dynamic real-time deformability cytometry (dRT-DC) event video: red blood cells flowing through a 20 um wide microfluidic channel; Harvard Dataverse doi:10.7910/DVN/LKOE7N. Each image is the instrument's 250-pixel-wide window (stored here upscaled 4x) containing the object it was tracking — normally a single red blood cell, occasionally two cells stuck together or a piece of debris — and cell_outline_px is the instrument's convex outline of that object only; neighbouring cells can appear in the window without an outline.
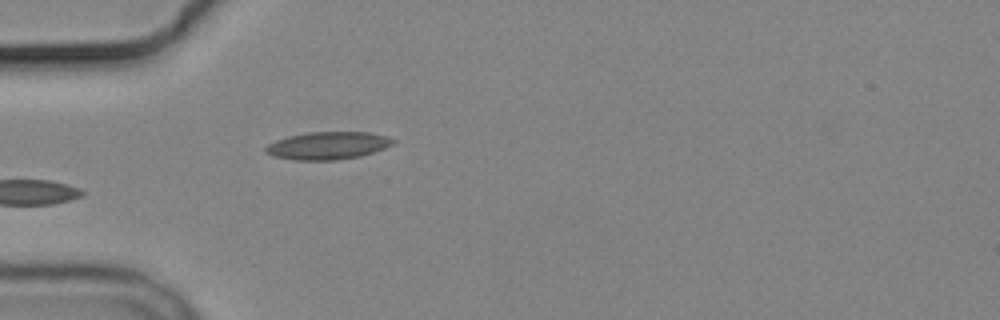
{"species": "common noctule bat (a hibernating species)", "species_latin": "Nyctalus noctula", "temperature_condition": "cold", "stored_images_in_passage": 3, "camera_frame_rate_fps": 3000, "um_per_image_px": 0.085, "animal": {"sex": "male", "body_mass_g": 19.2, "forearm_length_mm": 51.8}, "frame": {"image": 1, "passage_image": 3, "time_ms": 2.333, "image_size_px": [1000, 320], "cell_outline_px": [[396, 140], [392, 144], [384, 148], [360, 156], [336, 160], [296, 160], [272, 156], [264, 152], [264, 148], [268, 144], [276, 140], [288, 136], [308, 132], [368, 132], [388, 136]], "centroid_in_image_um": [27.84, 12.37], "position_along_channel_um": 57.2, "area_um2": 20.52}}